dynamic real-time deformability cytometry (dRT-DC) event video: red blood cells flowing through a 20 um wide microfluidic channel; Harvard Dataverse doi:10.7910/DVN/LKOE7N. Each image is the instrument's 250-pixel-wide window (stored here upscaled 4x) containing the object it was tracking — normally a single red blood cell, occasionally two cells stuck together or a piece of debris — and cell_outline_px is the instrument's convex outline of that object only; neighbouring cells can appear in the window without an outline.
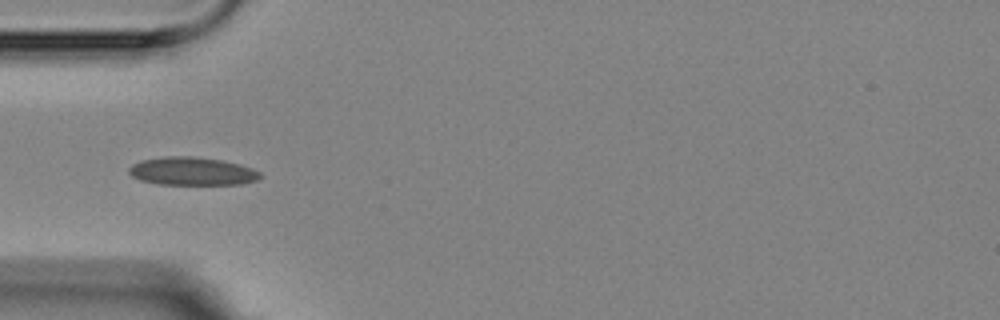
{"species": "Egyptian fruit bat (a non-hibernating species)", "species_latin": "Rousettus aegyptiacus", "temperature_condition": "room temperature", "stored_images_in_passage": 15, "camera_frame_rate_fps": 3000, "um_per_image_px": 0.085, "animal": {"sex": "female"}, "frame": {"image": 1, "passage_image": 4, "time_ms": 3.333, "image_size_px": [1000, 320], "cell_outline_px": [[264, 176], [256, 180], [244, 184], [160, 184], [140, 180], [132, 176], [128, 172], [128, 168], [132, 164], [140, 160], [164, 156], [192, 156], [224, 160], [240, 164], [252, 168], [260, 172]], "centroid_in_image_um": [16.34, 14.54], "position_along_channel_um": 68.7, "area_um2": 21.73}}
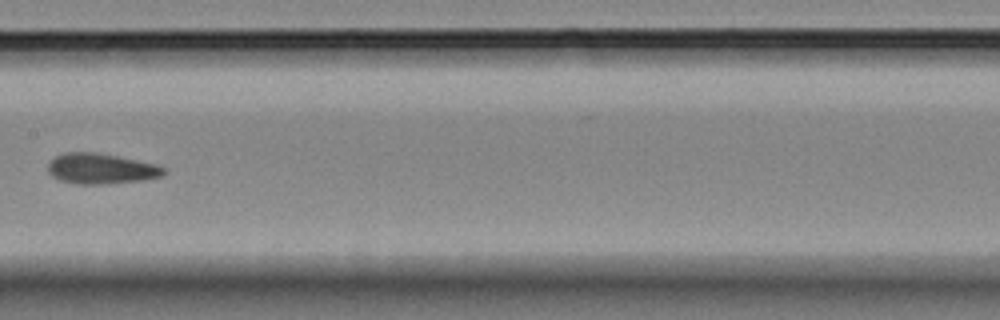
{"frame": {"image": 2, "passage_image": 7, "time_ms": 7.0, "image_size_px": [1000, 320], "cell_outline_px": [[168, 172], [164, 176], [144, 180], [108, 184], [76, 184], [60, 180], [52, 176], [48, 172], [48, 160], [64, 152], [96, 152], [156, 164], [164, 168]], "centroid_in_image_um": [8.59, 14.34], "position_along_channel_um": 198.8, "area_um2": 20.81}}
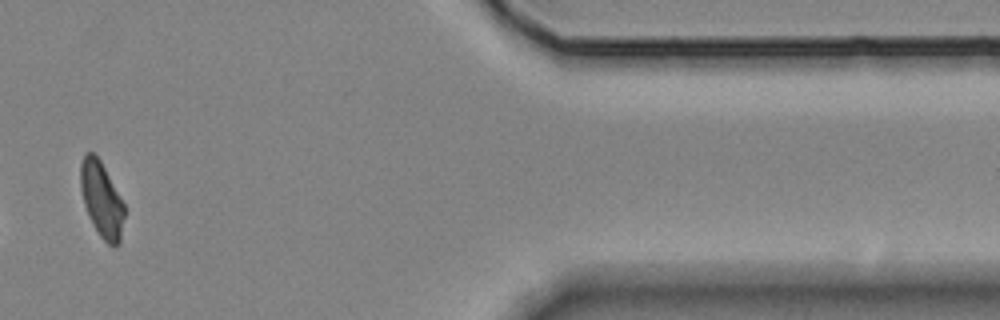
{"frame": {"image": 3, "passage_image": 13, "time_ms": 14.0, "image_size_px": [1000, 320], "cell_outline_px": [[124, 216], [120, 244], [116, 248], [112, 248], [100, 236], [84, 204], [80, 188], [80, 164], [84, 152], [92, 152], [100, 160], [124, 204]], "centroid_in_image_um": [8.64, 16.97], "position_along_channel_um": 402.8, "area_um2": 19.07}, "authors_computed_cell_mechanics": {"area_um2": 20.4612, "velocity_mm_per_s": 3.5139, "shape_relaxation_time_tau1_ms": 2.986, "shape_relaxation_time_tau2_ms": null, "deformation_change_tau1": 0.0833, "deformation_change_tau2": null}}